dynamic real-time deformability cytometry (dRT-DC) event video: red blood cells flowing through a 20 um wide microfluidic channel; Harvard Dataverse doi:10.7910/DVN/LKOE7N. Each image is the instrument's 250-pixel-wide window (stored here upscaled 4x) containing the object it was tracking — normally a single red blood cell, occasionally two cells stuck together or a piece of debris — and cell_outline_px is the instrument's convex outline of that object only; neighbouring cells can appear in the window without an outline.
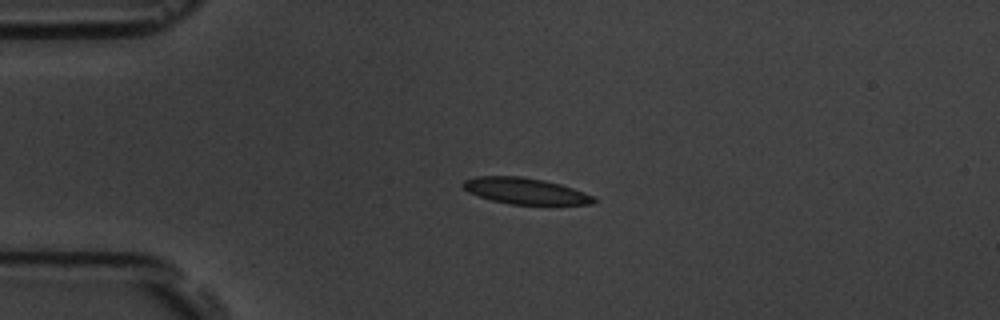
{"species": "common noctule bat (a hibernating species)", "species_latin": "Nyctalus noctula", "temperature_condition": "room temperature", "stored_images_in_passage": 4, "camera_frame_rate_fps": 3000, "um_per_image_px": 0.085, "animal": {"sex": "male", "body_mass_g": 19.5, "forearm_length_mm": 54.6}, "frame": {"image": 1, "passage_image": 3, "time_ms": 2.333, "image_size_px": [1000, 320], "cell_outline_px": [[596, 200], [592, 204], [508, 204], [492, 200], [468, 192], [460, 184], [464, 180], [476, 176], [520, 176], [544, 180], [560, 184], [572, 188], [592, 196]], "centroid_in_image_um": [44.59, 16.22], "position_along_channel_um": 40.4, "area_um2": 19.71}}